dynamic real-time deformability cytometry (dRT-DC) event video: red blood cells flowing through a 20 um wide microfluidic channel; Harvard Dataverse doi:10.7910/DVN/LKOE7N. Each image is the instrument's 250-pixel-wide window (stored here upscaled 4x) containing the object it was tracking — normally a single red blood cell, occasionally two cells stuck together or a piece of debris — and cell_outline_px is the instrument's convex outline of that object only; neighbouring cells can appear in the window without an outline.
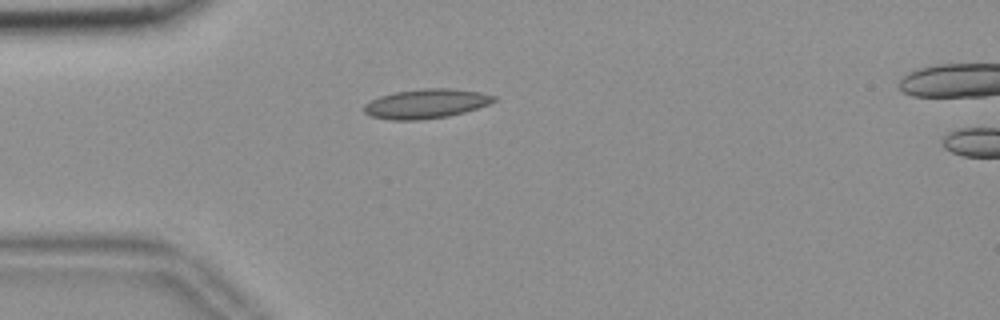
{"species": "common noctule bat (a hibernating species)", "species_latin": "Nyctalus noctula", "temperature_condition": "room temperature", "stored_images_in_passage": 43, "camera_frame_rate_fps": 3000, "um_per_image_px": 0.085, "animal": {"sex": "female", "body_mass_g": 18.4}, "frame": {"image": 1, "passage_image": 2, "time_ms": 0.333, "image_size_px": [1000, 320], "cell_outline_px": [[496, 100], [488, 104], [464, 112], [448, 116], [420, 120], [392, 120], [372, 116], [364, 112], [364, 104], [380, 96], [396, 92], [420, 88], [448, 88], [480, 92], [496, 96]], "centroid_in_image_um": [36.21, 8.81], "position_along_channel_um": 48.8, "area_um2": 22.08}}
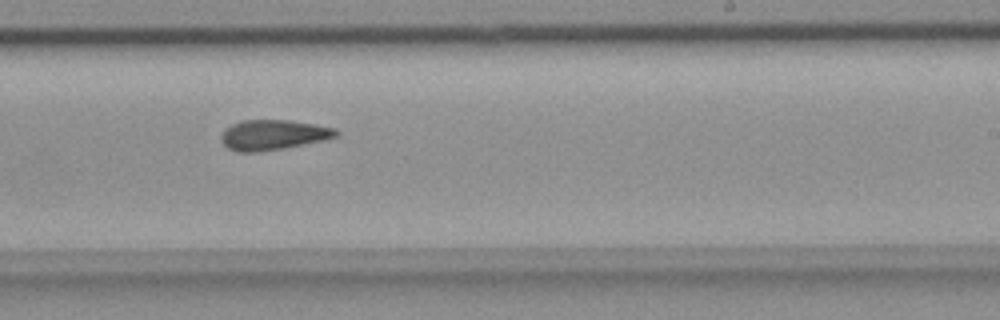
{"frame": {"image": 2, "passage_image": 21, "time_ms": 6.667, "image_size_px": [1000, 320], "cell_outline_px": [[340, 132], [336, 136], [324, 140], [284, 148], [256, 152], [240, 152], [228, 148], [220, 140], [220, 136], [232, 124], [240, 120], [288, 120], [336, 128]], "centroid_in_image_um": [23.22, 11.46], "position_along_channel_um": 265.8, "area_um2": 20.0}}
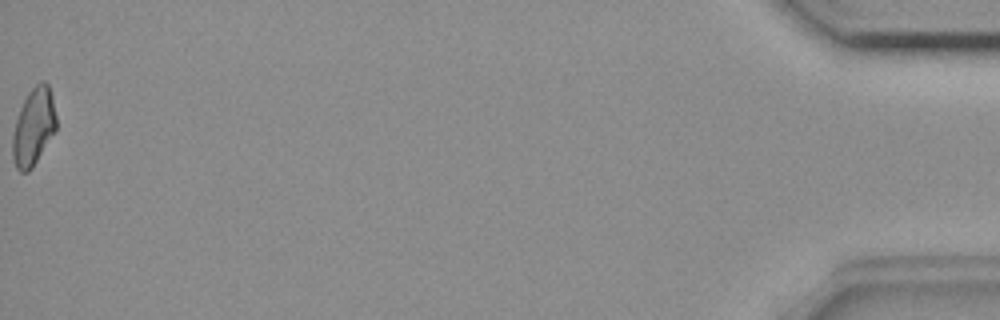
{"frame": {"image": 3, "passage_image": 43, "time_ms": 14.0, "image_size_px": [1000, 320], "cell_outline_px": [[56, 132], [32, 168], [28, 172], [20, 172], [16, 168], [12, 156], [12, 136], [16, 120], [20, 108], [28, 92], [40, 80], [44, 80], [48, 84], [52, 92], [56, 116]], "centroid_in_image_um": [2.87, 10.78], "position_along_channel_um": 432.3, "area_um2": 20.0}, "authors_computed_cell_mechanics": {"area_um2": 19.7676, "velocity_mm_per_s": 3.6358, "shape_relaxation_time_tau1_ms": null, "shape_relaxation_time_tau2_ms": 6.6415, "deformation_change_tau1": null, "deformation_change_tau2": 0.1208}}